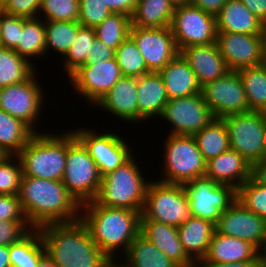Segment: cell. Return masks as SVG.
Masks as SVG:
<instances>
[{"label":"cell","instance_id":"obj_33","mask_svg":"<svg viewBox=\"0 0 266 267\" xmlns=\"http://www.w3.org/2000/svg\"><path fill=\"white\" fill-rule=\"evenodd\" d=\"M15 52L32 63L31 58L46 57L45 24L42 18H24L23 31Z\"/></svg>","mask_w":266,"mask_h":267},{"label":"cell","instance_id":"obj_47","mask_svg":"<svg viewBox=\"0 0 266 267\" xmlns=\"http://www.w3.org/2000/svg\"><path fill=\"white\" fill-rule=\"evenodd\" d=\"M40 4L41 0H7L0 7V10L10 15L37 18L39 17Z\"/></svg>","mask_w":266,"mask_h":267},{"label":"cell","instance_id":"obj_56","mask_svg":"<svg viewBox=\"0 0 266 267\" xmlns=\"http://www.w3.org/2000/svg\"><path fill=\"white\" fill-rule=\"evenodd\" d=\"M37 267H58L54 261L46 254L39 262Z\"/></svg>","mask_w":266,"mask_h":267},{"label":"cell","instance_id":"obj_51","mask_svg":"<svg viewBox=\"0 0 266 267\" xmlns=\"http://www.w3.org/2000/svg\"><path fill=\"white\" fill-rule=\"evenodd\" d=\"M265 261H241L232 263L206 262L201 259L196 263V267H265Z\"/></svg>","mask_w":266,"mask_h":267},{"label":"cell","instance_id":"obj_59","mask_svg":"<svg viewBox=\"0 0 266 267\" xmlns=\"http://www.w3.org/2000/svg\"><path fill=\"white\" fill-rule=\"evenodd\" d=\"M258 162H266V136H265L263 152Z\"/></svg>","mask_w":266,"mask_h":267},{"label":"cell","instance_id":"obj_6","mask_svg":"<svg viewBox=\"0 0 266 267\" xmlns=\"http://www.w3.org/2000/svg\"><path fill=\"white\" fill-rule=\"evenodd\" d=\"M101 175L87 148L72 130L67 131V155L62 182L81 206L97 197Z\"/></svg>","mask_w":266,"mask_h":267},{"label":"cell","instance_id":"obj_55","mask_svg":"<svg viewBox=\"0 0 266 267\" xmlns=\"http://www.w3.org/2000/svg\"><path fill=\"white\" fill-rule=\"evenodd\" d=\"M0 267H11L8 246L0 245Z\"/></svg>","mask_w":266,"mask_h":267},{"label":"cell","instance_id":"obj_37","mask_svg":"<svg viewBox=\"0 0 266 267\" xmlns=\"http://www.w3.org/2000/svg\"><path fill=\"white\" fill-rule=\"evenodd\" d=\"M46 34V55L49 49L58 53L62 58L65 56L82 26L78 21H44Z\"/></svg>","mask_w":266,"mask_h":267},{"label":"cell","instance_id":"obj_54","mask_svg":"<svg viewBox=\"0 0 266 267\" xmlns=\"http://www.w3.org/2000/svg\"><path fill=\"white\" fill-rule=\"evenodd\" d=\"M251 176L260 184L266 186V162H256L252 165Z\"/></svg>","mask_w":266,"mask_h":267},{"label":"cell","instance_id":"obj_48","mask_svg":"<svg viewBox=\"0 0 266 267\" xmlns=\"http://www.w3.org/2000/svg\"><path fill=\"white\" fill-rule=\"evenodd\" d=\"M0 220L27 221L18 195L0 194Z\"/></svg>","mask_w":266,"mask_h":267},{"label":"cell","instance_id":"obj_10","mask_svg":"<svg viewBox=\"0 0 266 267\" xmlns=\"http://www.w3.org/2000/svg\"><path fill=\"white\" fill-rule=\"evenodd\" d=\"M35 70L26 80L0 88V108L26 123L35 133L46 98Z\"/></svg>","mask_w":266,"mask_h":267},{"label":"cell","instance_id":"obj_58","mask_svg":"<svg viewBox=\"0 0 266 267\" xmlns=\"http://www.w3.org/2000/svg\"><path fill=\"white\" fill-rule=\"evenodd\" d=\"M175 7L190 4L191 0H169Z\"/></svg>","mask_w":266,"mask_h":267},{"label":"cell","instance_id":"obj_16","mask_svg":"<svg viewBox=\"0 0 266 267\" xmlns=\"http://www.w3.org/2000/svg\"><path fill=\"white\" fill-rule=\"evenodd\" d=\"M121 77L123 76L114 57L100 64L81 65L67 78L74 92H78L77 95L80 94L90 105L95 106Z\"/></svg>","mask_w":266,"mask_h":267},{"label":"cell","instance_id":"obj_19","mask_svg":"<svg viewBox=\"0 0 266 267\" xmlns=\"http://www.w3.org/2000/svg\"><path fill=\"white\" fill-rule=\"evenodd\" d=\"M216 44L229 70L264 63L263 35L217 32Z\"/></svg>","mask_w":266,"mask_h":267},{"label":"cell","instance_id":"obj_44","mask_svg":"<svg viewBox=\"0 0 266 267\" xmlns=\"http://www.w3.org/2000/svg\"><path fill=\"white\" fill-rule=\"evenodd\" d=\"M112 12L104 0H79V20L84 27L95 28Z\"/></svg>","mask_w":266,"mask_h":267},{"label":"cell","instance_id":"obj_26","mask_svg":"<svg viewBox=\"0 0 266 267\" xmlns=\"http://www.w3.org/2000/svg\"><path fill=\"white\" fill-rule=\"evenodd\" d=\"M217 32L263 35L265 24L240 0H227L216 15Z\"/></svg>","mask_w":266,"mask_h":267},{"label":"cell","instance_id":"obj_14","mask_svg":"<svg viewBox=\"0 0 266 267\" xmlns=\"http://www.w3.org/2000/svg\"><path fill=\"white\" fill-rule=\"evenodd\" d=\"M160 117L172 125L169 134L174 135H194L214 119L202 93L168 99Z\"/></svg>","mask_w":266,"mask_h":267},{"label":"cell","instance_id":"obj_62","mask_svg":"<svg viewBox=\"0 0 266 267\" xmlns=\"http://www.w3.org/2000/svg\"><path fill=\"white\" fill-rule=\"evenodd\" d=\"M9 155L0 148V163Z\"/></svg>","mask_w":266,"mask_h":267},{"label":"cell","instance_id":"obj_25","mask_svg":"<svg viewBox=\"0 0 266 267\" xmlns=\"http://www.w3.org/2000/svg\"><path fill=\"white\" fill-rule=\"evenodd\" d=\"M138 122L162 115L168 101L165 84L159 72H149L137 78Z\"/></svg>","mask_w":266,"mask_h":267},{"label":"cell","instance_id":"obj_11","mask_svg":"<svg viewBox=\"0 0 266 267\" xmlns=\"http://www.w3.org/2000/svg\"><path fill=\"white\" fill-rule=\"evenodd\" d=\"M170 27L178 50L216 42V16L191 3L175 7Z\"/></svg>","mask_w":266,"mask_h":267},{"label":"cell","instance_id":"obj_34","mask_svg":"<svg viewBox=\"0 0 266 267\" xmlns=\"http://www.w3.org/2000/svg\"><path fill=\"white\" fill-rule=\"evenodd\" d=\"M46 255L39 229H32L19 242L9 246L11 267H37Z\"/></svg>","mask_w":266,"mask_h":267},{"label":"cell","instance_id":"obj_50","mask_svg":"<svg viewBox=\"0 0 266 267\" xmlns=\"http://www.w3.org/2000/svg\"><path fill=\"white\" fill-rule=\"evenodd\" d=\"M112 13H121L131 17L138 0H104Z\"/></svg>","mask_w":266,"mask_h":267},{"label":"cell","instance_id":"obj_1","mask_svg":"<svg viewBox=\"0 0 266 267\" xmlns=\"http://www.w3.org/2000/svg\"><path fill=\"white\" fill-rule=\"evenodd\" d=\"M18 198L32 229L80 218L81 206L59 180L22 176Z\"/></svg>","mask_w":266,"mask_h":267},{"label":"cell","instance_id":"obj_7","mask_svg":"<svg viewBox=\"0 0 266 267\" xmlns=\"http://www.w3.org/2000/svg\"><path fill=\"white\" fill-rule=\"evenodd\" d=\"M163 144V176L157 181L182 184L203 177L207 161L193 135L168 134ZM162 178V179H161Z\"/></svg>","mask_w":266,"mask_h":267},{"label":"cell","instance_id":"obj_52","mask_svg":"<svg viewBox=\"0 0 266 267\" xmlns=\"http://www.w3.org/2000/svg\"><path fill=\"white\" fill-rule=\"evenodd\" d=\"M226 2L227 0H191L192 5L215 16L220 12Z\"/></svg>","mask_w":266,"mask_h":267},{"label":"cell","instance_id":"obj_24","mask_svg":"<svg viewBox=\"0 0 266 267\" xmlns=\"http://www.w3.org/2000/svg\"><path fill=\"white\" fill-rule=\"evenodd\" d=\"M206 262L232 263L241 261H265L263 254L250 242L214 231Z\"/></svg>","mask_w":266,"mask_h":267},{"label":"cell","instance_id":"obj_29","mask_svg":"<svg viewBox=\"0 0 266 267\" xmlns=\"http://www.w3.org/2000/svg\"><path fill=\"white\" fill-rule=\"evenodd\" d=\"M174 9L169 0H138L131 24L140 28L170 27Z\"/></svg>","mask_w":266,"mask_h":267},{"label":"cell","instance_id":"obj_31","mask_svg":"<svg viewBox=\"0 0 266 267\" xmlns=\"http://www.w3.org/2000/svg\"><path fill=\"white\" fill-rule=\"evenodd\" d=\"M35 132L23 121L0 108V148L9 156H17Z\"/></svg>","mask_w":266,"mask_h":267},{"label":"cell","instance_id":"obj_3","mask_svg":"<svg viewBox=\"0 0 266 267\" xmlns=\"http://www.w3.org/2000/svg\"><path fill=\"white\" fill-rule=\"evenodd\" d=\"M46 254L58 267H102L109 259L95 244L85 223H54L39 229Z\"/></svg>","mask_w":266,"mask_h":267},{"label":"cell","instance_id":"obj_32","mask_svg":"<svg viewBox=\"0 0 266 267\" xmlns=\"http://www.w3.org/2000/svg\"><path fill=\"white\" fill-rule=\"evenodd\" d=\"M203 158L208 161L230 150L226 124L222 118H215L193 135Z\"/></svg>","mask_w":266,"mask_h":267},{"label":"cell","instance_id":"obj_9","mask_svg":"<svg viewBox=\"0 0 266 267\" xmlns=\"http://www.w3.org/2000/svg\"><path fill=\"white\" fill-rule=\"evenodd\" d=\"M193 217L217 224L222 212L237 199V189L205 176L181 184Z\"/></svg>","mask_w":266,"mask_h":267},{"label":"cell","instance_id":"obj_35","mask_svg":"<svg viewBox=\"0 0 266 267\" xmlns=\"http://www.w3.org/2000/svg\"><path fill=\"white\" fill-rule=\"evenodd\" d=\"M34 65L15 50L0 47V88L26 80L37 70Z\"/></svg>","mask_w":266,"mask_h":267},{"label":"cell","instance_id":"obj_30","mask_svg":"<svg viewBox=\"0 0 266 267\" xmlns=\"http://www.w3.org/2000/svg\"><path fill=\"white\" fill-rule=\"evenodd\" d=\"M123 256L121 261L126 267H179L141 233Z\"/></svg>","mask_w":266,"mask_h":267},{"label":"cell","instance_id":"obj_57","mask_svg":"<svg viewBox=\"0 0 266 267\" xmlns=\"http://www.w3.org/2000/svg\"><path fill=\"white\" fill-rule=\"evenodd\" d=\"M118 259H108L102 267H126L124 263L118 261Z\"/></svg>","mask_w":266,"mask_h":267},{"label":"cell","instance_id":"obj_63","mask_svg":"<svg viewBox=\"0 0 266 267\" xmlns=\"http://www.w3.org/2000/svg\"><path fill=\"white\" fill-rule=\"evenodd\" d=\"M263 257H264V260H265V263H266V248L264 250Z\"/></svg>","mask_w":266,"mask_h":267},{"label":"cell","instance_id":"obj_27","mask_svg":"<svg viewBox=\"0 0 266 267\" xmlns=\"http://www.w3.org/2000/svg\"><path fill=\"white\" fill-rule=\"evenodd\" d=\"M159 73L165 84L168 99L183 98L201 93V86L195 73L180 54Z\"/></svg>","mask_w":266,"mask_h":267},{"label":"cell","instance_id":"obj_8","mask_svg":"<svg viewBox=\"0 0 266 267\" xmlns=\"http://www.w3.org/2000/svg\"><path fill=\"white\" fill-rule=\"evenodd\" d=\"M191 216V209L181 184L150 180L141 220H153L178 228Z\"/></svg>","mask_w":266,"mask_h":267},{"label":"cell","instance_id":"obj_49","mask_svg":"<svg viewBox=\"0 0 266 267\" xmlns=\"http://www.w3.org/2000/svg\"><path fill=\"white\" fill-rule=\"evenodd\" d=\"M114 56L115 50L96 38L92 43L90 54L87 55L86 63L83 65L100 64L103 61L113 59Z\"/></svg>","mask_w":266,"mask_h":267},{"label":"cell","instance_id":"obj_36","mask_svg":"<svg viewBox=\"0 0 266 267\" xmlns=\"http://www.w3.org/2000/svg\"><path fill=\"white\" fill-rule=\"evenodd\" d=\"M248 100L249 111H259L266 103L265 64L237 70Z\"/></svg>","mask_w":266,"mask_h":267},{"label":"cell","instance_id":"obj_18","mask_svg":"<svg viewBox=\"0 0 266 267\" xmlns=\"http://www.w3.org/2000/svg\"><path fill=\"white\" fill-rule=\"evenodd\" d=\"M130 36L137 44L149 72H160L179 54L171 27L140 28L131 25Z\"/></svg>","mask_w":266,"mask_h":267},{"label":"cell","instance_id":"obj_61","mask_svg":"<svg viewBox=\"0 0 266 267\" xmlns=\"http://www.w3.org/2000/svg\"><path fill=\"white\" fill-rule=\"evenodd\" d=\"M261 117L266 122V103L263 105V107L258 111Z\"/></svg>","mask_w":266,"mask_h":267},{"label":"cell","instance_id":"obj_53","mask_svg":"<svg viewBox=\"0 0 266 267\" xmlns=\"http://www.w3.org/2000/svg\"><path fill=\"white\" fill-rule=\"evenodd\" d=\"M258 19L266 25V0H240Z\"/></svg>","mask_w":266,"mask_h":267},{"label":"cell","instance_id":"obj_41","mask_svg":"<svg viewBox=\"0 0 266 267\" xmlns=\"http://www.w3.org/2000/svg\"><path fill=\"white\" fill-rule=\"evenodd\" d=\"M237 199L247 209L266 219V186L252 176L237 189Z\"/></svg>","mask_w":266,"mask_h":267},{"label":"cell","instance_id":"obj_40","mask_svg":"<svg viewBox=\"0 0 266 267\" xmlns=\"http://www.w3.org/2000/svg\"><path fill=\"white\" fill-rule=\"evenodd\" d=\"M96 39L94 28L81 26L78 29V34L75 41L63 57L64 64L62 69L66 76H69L79 66L86 63L87 55L90 54L92 43Z\"/></svg>","mask_w":266,"mask_h":267},{"label":"cell","instance_id":"obj_12","mask_svg":"<svg viewBox=\"0 0 266 267\" xmlns=\"http://www.w3.org/2000/svg\"><path fill=\"white\" fill-rule=\"evenodd\" d=\"M75 128L72 131L94 159L101 177L114 171L133 156L132 147L122 135L105 130V133H98L97 130L84 126Z\"/></svg>","mask_w":266,"mask_h":267},{"label":"cell","instance_id":"obj_42","mask_svg":"<svg viewBox=\"0 0 266 267\" xmlns=\"http://www.w3.org/2000/svg\"><path fill=\"white\" fill-rule=\"evenodd\" d=\"M44 14V21L79 20V0H41L39 18Z\"/></svg>","mask_w":266,"mask_h":267},{"label":"cell","instance_id":"obj_5","mask_svg":"<svg viewBox=\"0 0 266 267\" xmlns=\"http://www.w3.org/2000/svg\"><path fill=\"white\" fill-rule=\"evenodd\" d=\"M133 155L123 165L104 175L95 202L102 206L126 208L142 213L150 181L142 175Z\"/></svg>","mask_w":266,"mask_h":267},{"label":"cell","instance_id":"obj_43","mask_svg":"<svg viewBox=\"0 0 266 267\" xmlns=\"http://www.w3.org/2000/svg\"><path fill=\"white\" fill-rule=\"evenodd\" d=\"M22 175V164L19 157H6L0 163V194L18 195Z\"/></svg>","mask_w":266,"mask_h":267},{"label":"cell","instance_id":"obj_60","mask_svg":"<svg viewBox=\"0 0 266 267\" xmlns=\"http://www.w3.org/2000/svg\"><path fill=\"white\" fill-rule=\"evenodd\" d=\"M263 46H264V59H266V25L263 30Z\"/></svg>","mask_w":266,"mask_h":267},{"label":"cell","instance_id":"obj_23","mask_svg":"<svg viewBox=\"0 0 266 267\" xmlns=\"http://www.w3.org/2000/svg\"><path fill=\"white\" fill-rule=\"evenodd\" d=\"M252 165L237 151L228 150L206 163L205 177L238 189L251 178Z\"/></svg>","mask_w":266,"mask_h":267},{"label":"cell","instance_id":"obj_64","mask_svg":"<svg viewBox=\"0 0 266 267\" xmlns=\"http://www.w3.org/2000/svg\"><path fill=\"white\" fill-rule=\"evenodd\" d=\"M7 0H0V7L6 2Z\"/></svg>","mask_w":266,"mask_h":267},{"label":"cell","instance_id":"obj_22","mask_svg":"<svg viewBox=\"0 0 266 267\" xmlns=\"http://www.w3.org/2000/svg\"><path fill=\"white\" fill-rule=\"evenodd\" d=\"M140 233L179 267H196L183 248L177 227L153 220H141Z\"/></svg>","mask_w":266,"mask_h":267},{"label":"cell","instance_id":"obj_4","mask_svg":"<svg viewBox=\"0 0 266 267\" xmlns=\"http://www.w3.org/2000/svg\"><path fill=\"white\" fill-rule=\"evenodd\" d=\"M37 131L17 155L22 176L61 181L66 164L67 132Z\"/></svg>","mask_w":266,"mask_h":267},{"label":"cell","instance_id":"obj_38","mask_svg":"<svg viewBox=\"0 0 266 267\" xmlns=\"http://www.w3.org/2000/svg\"><path fill=\"white\" fill-rule=\"evenodd\" d=\"M131 17L112 13L94 28L96 38L116 50L130 35Z\"/></svg>","mask_w":266,"mask_h":267},{"label":"cell","instance_id":"obj_17","mask_svg":"<svg viewBox=\"0 0 266 267\" xmlns=\"http://www.w3.org/2000/svg\"><path fill=\"white\" fill-rule=\"evenodd\" d=\"M216 231L253 244L262 254L266 248V219L247 209L238 199L215 225Z\"/></svg>","mask_w":266,"mask_h":267},{"label":"cell","instance_id":"obj_28","mask_svg":"<svg viewBox=\"0 0 266 267\" xmlns=\"http://www.w3.org/2000/svg\"><path fill=\"white\" fill-rule=\"evenodd\" d=\"M177 230L185 252L197 263L206 256L216 227L208 220L191 216Z\"/></svg>","mask_w":266,"mask_h":267},{"label":"cell","instance_id":"obj_2","mask_svg":"<svg viewBox=\"0 0 266 267\" xmlns=\"http://www.w3.org/2000/svg\"><path fill=\"white\" fill-rule=\"evenodd\" d=\"M80 219L95 244L110 259H119V254L123 257L141 229V212L102 206L95 201L81 205Z\"/></svg>","mask_w":266,"mask_h":267},{"label":"cell","instance_id":"obj_39","mask_svg":"<svg viewBox=\"0 0 266 267\" xmlns=\"http://www.w3.org/2000/svg\"><path fill=\"white\" fill-rule=\"evenodd\" d=\"M114 57L123 77L138 78L149 73L145 60L130 35L115 50Z\"/></svg>","mask_w":266,"mask_h":267},{"label":"cell","instance_id":"obj_13","mask_svg":"<svg viewBox=\"0 0 266 267\" xmlns=\"http://www.w3.org/2000/svg\"><path fill=\"white\" fill-rule=\"evenodd\" d=\"M226 124L230 148L242 155L251 165L263 152L266 122L258 111L231 114L222 118Z\"/></svg>","mask_w":266,"mask_h":267},{"label":"cell","instance_id":"obj_45","mask_svg":"<svg viewBox=\"0 0 266 267\" xmlns=\"http://www.w3.org/2000/svg\"><path fill=\"white\" fill-rule=\"evenodd\" d=\"M23 31V17L0 10V47L15 49Z\"/></svg>","mask_w":266,"mask_h":267},{"label":"cell","instance_id":"obj_46","mask_svg":"<svg viewBox=\"0 0 266 267\" xmlns=\"http://www.w3.org/2000/svg\"><path fill=\"white\" fill-rule=\"evenodd\" d=\"M31 230L27 221L0 220V245L9 247L19 242Z\"/></svg>","mask_w":266,"mask_h":267},{"label":"cell","instance_id":"obj_21","mask_svg":"<svg viewBox=\"0 0 266 267\" xmlns=\"http://www.w3.org/2000/svg\"><path fill=\"white\" fill-rule=\"evenodd\" d=\"M137 78L121 77L110 91L95 105L123 120L125 123L138 122ZM125 120V121H124Z\"/></svg>","mask_w":266,"mask_h":267},{"label":"cell","instance_id":"obj_15","mask_svg":"<svg viewBox=\"0 0 266 267\" xmlns=\"http://www.w3.org/2000/svg\"><path fill=\"white\" fill-rule=\"evenodd\" d=\"M201 93L215 118L249 111L248 100L237 71L230 70L201 87Z\"/></svg>","mask_w":266,"mask_h":267},{"label":"cell","instance_id":"obj_20","mask_svg":"<svg viewBox=\"0 0 266 267\" xmlns=\"http://www.w3.org/2000/svg\"><path fill=\"white\" fill-rule=\"evenodd\" d=\"M179 54L195 73L201 87L230 71L219 52L216 42L185 47L179 50Z\"/></svg>","mask_w":266,"mask_h":267}]
</instances>
